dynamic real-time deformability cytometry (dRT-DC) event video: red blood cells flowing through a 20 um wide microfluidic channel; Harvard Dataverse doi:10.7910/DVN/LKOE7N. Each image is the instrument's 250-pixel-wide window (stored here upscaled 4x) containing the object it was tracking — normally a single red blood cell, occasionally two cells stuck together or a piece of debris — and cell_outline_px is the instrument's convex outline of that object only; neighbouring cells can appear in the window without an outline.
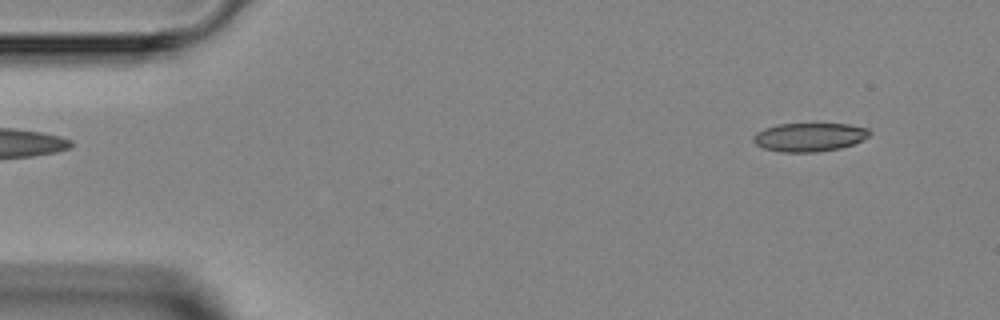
{"species": "Egyptian fruit bat (a non-hibernating species)", "species_latin": "Rousettus aegyptiacus", "temperature_condition": "room temperature", "stored_images_in_passage": 5, "camera_frame_rate_fps": 3000, "um_per_image_px": 0.085, "animal": {"sex": "female"}, "frame": {"image": 1, "passage_image": 1, "time_ms": 0.0, "image_size_px": [1000, 320], "cell_outline_px": [[872, 132], [868, 136], [852, 144], [840, 148], [816, 152], [780, 152], [764, 148], [756, 144], [752, 140], [752, 136], [756, 132], [764, 128], [776, 124], [848, 124], [868, 128]], "centroid_in_image_um": [68.76, 11.65], "position_along_channel_um": 16.2, "area_um2": 19.36}}
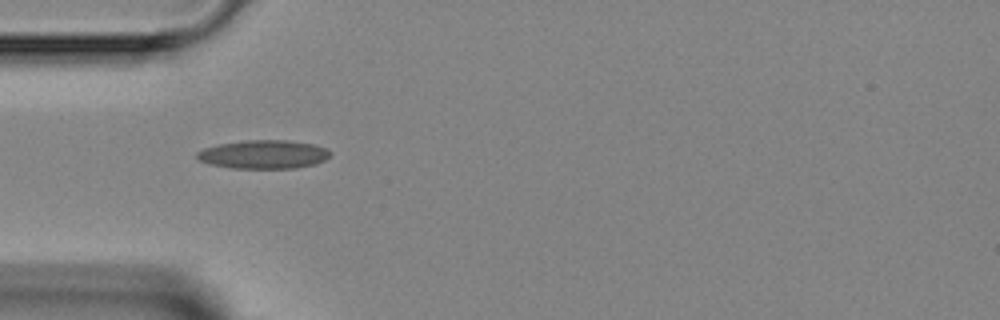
{"frame": {"image": 2, "passage_image": 4, "time_ms": 3.333, "image_size_px": [1000, 320], "cell_outline_px": [[332, 152], [324, 160], [316, 164], [296, 168], [232, 168], [208, 164], [200, 160], [196, 156], [196, 152], [204, 148], [220, 144], [244, 140], [288, 140], [312, 144], [328, 148]], "centroid_in_image_um": [22.41, 13.12], "position_along_channel_um": 62.6, "area_um2": 22.25}}
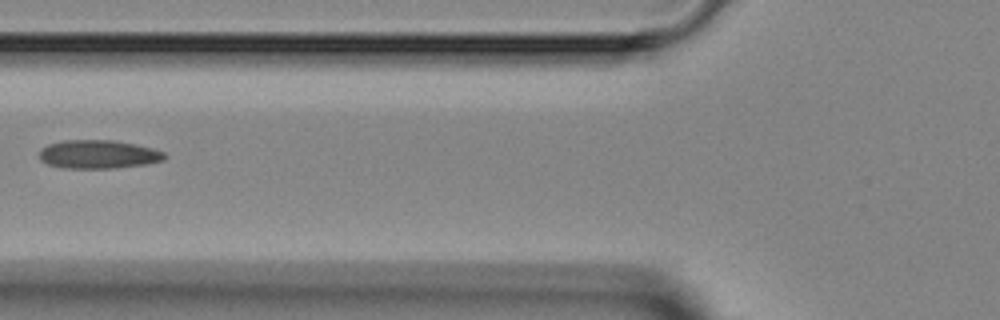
{"frame": {"image": 3, "passage_image": 5, "time_ms": 4.667, "image_size_px": [1000, 320], "cell_outline_px": [[168, 156], [164, 160], [144, 164], [112, 168], [60, 168], [48, 164], [40, 160], [40, 148], [48, 144], [64, 140], [116, 140], [152, 148], [164, 152]], "centroid_in_image_um": [8.34, 13.11], "position_along_channel_um": 117.5, "area_um2": 20.87}}